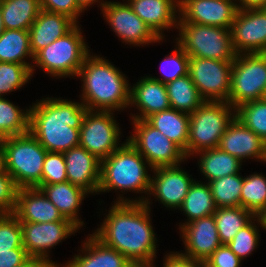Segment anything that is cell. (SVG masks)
Instances as JSON below:
<instances>
[{
    "label": "cell",
    "instance_id": "1",
    "mask_svg": "<svg viewBox=\"0 0 266 267\" xmlns=\"http://www.w3.org/2000/svg\"><path fill=\"white\" fill-rule=\"evenodd\" d=\"M151 198L145 203H113L92 234L131 263L156 259L157 237L151 220Z\"/></svg>",
    "mask_w": 266,
    "mask_h": 267
},
{
    "label": "cell",
    "instance_id": "2",
    "mask_svg": "<svg viewBox=\"0 0 266 267\" xmlns=\"http://www.w3.org/2000/svg\"><path fill=\"white\" fill-rule=\"evenodd\" d=\"M29 106V132L49 152L79 146L80 128L87 108L82 102L46 97Z\"/></svg>",
    "mask_w": 266,
    "mask_h": 267
},
{
    "label": "cell",
    "instance_id": "3",
    "mask_svg": "<svg viewBox=\"0 0 266 267\" xmlns=\"http://www.w3.org/2000/svg\"><path fill=\"white\" fill-rule=\"evenodd\" d=\"M91 53L79 69L80 101L90 111H122L130 106L131 84L109 60Z\"/></svg>",
    "mask_w": 266,
    "mask_h": 267
},
{
    "label": "cell",
    "instance_id": "4",
    "mask_svg": "<svg viewBox=\"0 0 266 267\" xmlns=\"http://www.w3.org/2000/svg\"><path fill=\"white\" fill-rule=\"evenodd\" d=\"M111 155L101 161L98 194L111 190L125 193L147 194L136 199H128L119 193L114 203H145L151 188L153 170L147 160L127 141ZM148 165V166H147ZM149 167V168H148ZM121 195V196H120Z\"/></svg>",
    "mask_w": 266,
    "mask_h": 267
},
{
    "label": "cell",
    "instance_id": "5",
    "mask_svg": "<svg viewBox=\"0 0 266 267\" xmlns=\"http://www.w3.org/2000/svg\"><path fill=\"white\" fill-rule=\"evenodd\" d=\"M80 29L77 24L63 37L39 50L34 55L32 77L36 67L43 69L52 78L76 77L86 57L91 53Z\"/></svg>",
    "mask_w": 266,
    "mask_h": 267
},
{
    "label": "cell",
    "instance_id": "6",
    "mask_svg": "<svg viewBox=\"0 0 266 267\" xmlns=\"http://www.w3.org/2000/svg\"><path fill=\"white\" fill-rule=\"evenodd\" d=\"M5 170L17 187L39 188L47 150L30 133L2 139Z\"/></svg>",
    "mask_w": 266,
    "mask_h": 267
},
{
    "label": "cell",
    "instance_id": "7",
    "mask_svg": "<svg viewBox=\"0 0 266 267\" xmlns=\"http://www.w3.org/2000/svg\"><path fill=\"white\" fill-rule=\"evenodd\" d=\"M236 116L228 102L205 101L190 114L188 157L219 146L221 137Z\"/></svg>",
    "mask_w": 266,
    "mask_h": 267
},
{
    "label": "cell",
    "instance_id": "8",
    "mask_svg": "<svg viewBox=\"0 0 266 267\" xmlns=\"http://www.w3.org/2000/svg\"><path fill=\"white\" fill-rule=\"evenodd\" d=\"M179 30V31H178ZM176 42L189 57L234 61L231 29L185 23L179 18Z\"/></svg>",
    "mask_w": 266,
    "mask_h": 267
},
{
    "label": "cell",
    "instance_id": "9",
    "mask_svg": "<svg viewBox=\"0 0 266 267\" xmlns=\"http://www.w3.org/2000/svg\"><path fill=\"white\" fill-rule=\"evenodd\" d=\"M266 96V53L237 54L231 71L228 103L241 104Z\"/></svg>",
    "mask_w": 266,
    "mask_h": 267
},
{
    "label": "cell",
    "instance_id": "10",
    "mask_svg": "<svg viewBox=\"0 0 266 267\" xmlns=\"http://www.w3.org/2000/svg\"><path fill=\"white\" fill-rule=\"evenodd\" d=\"M134 133L127 141L147 160L151 168L181 165L184 152L146 120H132Z\"/></svg>",
    "mask_w": 266,
    "mask_h": 267
},
{
    "label": "cell",
    "instance_id": "11",
    "mask_svg": "<svg viewBox=\"0 0 266 267\" xmlns=\"http://www.w3.org/2000/svg\"><path fill=\"white\" fill-rule=\"evenodd\" d=\"M112 111L87 110L80 128L79 145L99 161L120 148L121 130Z\"/></svg>",
    "mask_w": 266,
    "mask_h": 267
},
{
    "label": "cell",
    "instance_id": "12",
    "mask_svg": "<svg viewBox=\"0 0 266 267\" xmlns=\"http://www.w3.org/2000/svg\"><path fill=\"white\" fill-rule=\"evenodd\" d=\"M233 61L189 57L188 74L205 101L228 102Z\"/></svg>",
    "mask_w": 266,
    "mask_h": 267
},
{
    "label": "cell",
    "instance_id": "13",
    "mask_svg": "<svg viewBox=\"0 0 266 267\" xmlns=\"http://www.w3.org/2000/svg\"><path fill=\"white\" fill-rule=\"evenodd\" d=\"M102 16L122 43L144 46L160 43V39L151 28L132 10L126 1H107L102 7Z\"/></svg>",
    "mask_w": 266,
    "mask_h": 267
},
{
    "label": "cell",
    "instance_id": "14",
    "mask_svg": "<svg viewBox=\"0 0 266 267\" xmlns=\"http://www.w3.org/2000/svg\"><path fill=\"white\" fill-rule=\"evenodd\" d=\"M23 247L30 258L44 259L60 267L49 257L50 249L77 233L80 228L71 220L50 223L21 222Z\"/></svg>",
    "mask_w": 266,
    "mask_h": 267
},
{
    "label": "cell",
    "instance_id": "15",
    "mask_svg": "<svg viewBox=\"0 0 266 267\" xmlns=\"http://www.w3.org/2000/svg\"><path fill=\"white\" fill-rule=\"evenodd\" d=\"M231 34L236 54L266 53V7L239 9Z\"/></svg>",
    "mask_w": 266,
    "mask_h": 267
},
{
    "label": "cell",
    "instance_id": "16",
    "mask_svg": "<svg viewBox=\"0 0 266 267\" xmlns=\"http://www.w3.org/2000/svg\"><path fill=\"white\" fill-rule=\"evenodd\" d=\"M235 0H179V18L196 23L231 29L239 10Z\"/></svg>",
    "mask_w": 266,
    "mask_h": 267
},
{
    "label": "cell",
    "instance_id": "17",
    "mask_svg": "<svg viewBox=\"0 0 266 267\" xmlns=\"http://www.w3.org/2000/svg\"><path fill=\"white\" fill-rule=\"evenodd\" d=\"M180 165L158 167L152 170L149 198L160 201L169 209H179L195 179ZM152 194V195H151Z\"/></svg>",
    "mask_w": 266,
    "mask_h": 267
},
{
    "label": "cell",
    "instance_id": "18",
    "mask_svg": "<svg viewBox=\"0 0 266 267\" xmlns=\"http://www.w3.org/2000/svg\"><path fill=\"white\" fill-rule=\"evenodd\" d=\"M179 230L185 248V251L180 253L186 257L204 262L222 245L214 215L185 223Z\"/></svg>",
    "mask_w": 266,
    "mask_h": 267
},
{
    "label": "cell",
    "instance_id": "19",
    "mask_svg": "<svg viewBox=\"0 0 266 267\" xmlns=\"http://www.w3.org/2000/svg\"><path fill=\"white\" fill-rule=\"evenodd\" d=\"M218 148L237 157L242 163L250 158L261 163L266 160V142L236 116L221 137Z\"/></svg>",
    "mask_w": 266,
    "mask_h": 267
},
{
    "label": "cell",
    "instance_id": "20",
    "mask_svg": "<svg viewBox=\"0 0 266 267\" xmlns=\"http://www.w3.org/2000/svg\"><path fill=\"white\" fill-rule=\"evenodd\" d=\"M63 155L68 181L90 194H98L101 161L80 145L63 152Z\"/></svg>",
    "mask_w": 266,
    "mask_h": 267
},
{
    "label": "cell",
    "instance_id": "21",
    "mask_svg": "<svg viewBox=\"0 0 266 267\" xmlns=\"http://www.w3.org/2000/svg\"><path fill=\"white\" fill-rule=\"evenodd\" d=\"M127 2L160 39L165 40V30L178 28L179 0H128Z\"/></svg>",
    "mask_w": 266,
    "mask_h": 267
},
{
    "label": "cell",
    "instance_id": "22",
    "mask_svg": "<svg viewBox=\"0 0 266 267\" xmlns=\"http://www.w3.org/2000/svg\"><path fill=\"white\" fill-rule=\"evenodd\" d=\"M132 106L139 113L131 114V120H145L154 113L171 108L165 84L149 75L141 77L131 85L130 107Z\"/></svg>",
    "mask_w": 266,
    "mask_h": 267
},
{
    "label": "cell",
    "instance_id": "23",
    "mask_svg": "<svg viewBox=\"0 0 266 267\" xmlns=\"http://www.w3.org/2000/svg\"><path fill=\"white\" fill-rule=\"evenodd\" d=\"M13 215L20 222L50 223L66 218L39 188H20Z\"/></svg>",
    "mask_w": 266,
    "mask_h": 267
},
{
    "label": "cell",
    "instance_id": "24",
    "mask_svg": "<svg viewBox=\"0 0 266 267\" xmlns=\"http://www.w3.org/2000/svg\"><path fill=\"white\" fill-rule=\"evenodd\" d=\"M79 254L60 267H128L131 263L116 249L104 245L93 234L82 242Z\"/></svg>",
    "mask_w": 266,
    "mask_h": 267
},
{
    "label": "cell",
    "instance_id": "25",
    "mask_svg": "<svg viewBox=\"0 0 266 267\" xmlns=\"http://www.w3.org/2000/svg\"><path fill=\"white\" fill-rule=\"evenodd\" d=\"M77 23L70 17L41 9L30 26V47L33 56L42 48L71 31Z\"/></svg>",
    "mask_w": 266,
    "mask_h": 267
},
{
    "label": "cell",
    "instance_id": "26",
    "mask_svg": "<svg viewBox=\"0 0 266 267\" xmlns=\"http://www.w3.org/2000/svg\"><path fill=\"white\" fill-rule=\"evenodd\" d=\"M39 189L56 206L64 218L71 220L80 229L84 226L85 223L81 221L78 212L82 201L89 194L87 191L69 181L41 185Z\"/></svg>",
    "mask_w": 266,
    "mask_h": 267
},
{
    "label": "cell",
    "instance_id": "27",
    "mask_svg": "<svg viewBox=\"0 0 266 267\" xmlns=\"http://www.w3.org/2000/svg\"><path fill=\"white\" fill-rule=\"evenodd\" d=\"M145 120L176 144L188 159L190 114L169 108L154 113Z\"/></svg>",
    "mask_w": 266,
    "mask_h": 267
},
{
    "label": "cell",
    "instance_id": "28",
    "mask_svg": "<svg viewBox=\"0 0 266 267\" xmlns=\"http://www.w3.org/2000/svg\"><path fill=\"white\" fill-rule=\"evenodd\" d=\"M194 157L198 158V167L204 178L207 179V183L214 180L220 179L224 176L240 173L242 162L229 153L216 147L209 150H203Z\"/></svg>",
    "mask_w": 266,
    "mask_h": 267
},
{
    "label": "cell",
    "instance_id": "29",
    "mask_svg": "<svg viewBox=\"0 0 266 267\" xmlns=\"http://www.w3.org/2000/svg\"><path fill=\"white\" fill-rule=\"evenodd\" d=\"M5 29L29 30L41 11L40 0H0Z\"/></svg>",
    "mask_w": 266,
    "mask_h": 267
},
{
    "label": "cell",
    "instance_id": "30",
    "mask_svg": "<svg viewBox=\"0 0 266 267\" xmlns=\"http://www.w3.org/2000/svg\"><path fill=\"white\" fill-rule=\"evenodd\" d=\"M216 209L217 207L209 184L207 182L205 183L195 180L190 186L182 205L178 209L188 218L186 220L187 222L185 221L181 225H178V229H180L185 223L213 215L216 212Z\"/></svg>",
    "mask_w": 266,
    "mask_h": 267
},
{
    "label": "cell",
    "instance_id": "31",
    "mask_svg": "<svg viewBox=\"0 0 266 267\" xmlns=\"http://www.w3.org/2000/svg\"><path fill=\"white\" fill-rule=\"evenodd\" d=\"M34 56L30 47L28 30L5 29L0 36V62L24 64L30 70Z\"/></svg>",
    "mask_w": 266,
    "mask_h": 267
},
{
    "label": "cell",
    "instance_id": "32",
    "mask_svg": "<svg viewBox=\"0 0 266 267\" xmlns=\"http://www.w3.org/2000/svg\"><path fill=\"white\" fill-rule=\"evenodd\" d=\"M171 108L188 114L193 113L205 100L189 74L165 84Z\"/></svg>",
    "mask_w": 266,
    "mask_h": 267
},
{
    "label": "cell",
    "instance_id": "33",
    "mask_svg": "<svg viewBox=\"0 0 266 267\" xmlns=\"http://www.w3.org/2000/svg\"><path fill=\"white\" fill-rule=\"evenodd\" d=\"M213 215L222 245L230 243L238 231L255 217L251 211L241 206L217 208Z\"/></svg>",
    "mask_w": 266,
    "mask_h": 267
},
{
    "label": "cell",
    "instance_id": "34",
    "mask_svg": "<svg viewBox=\"0 0 266 267\" xmlns=\"http://www.w3.org/2000/svg\"><path fill=\"white\" fill-rule=\"evenodd\" d=\"M5 97H0V138L29 132L30 108L21 110Z\"/></svg>",
    "mask_w": 266,
    "mask_h": 267
},
{
    "label": "cell",
    "instance_id": "35",
    "mask_svg": "<svg viewBox=\"0 0 266 267\" xmlns=\"http://www.w3.org/2000/svg\"><path fill=\"white\" fill-rule=\"evenodd\" d=\"M217 208L240 206L243 176L240 173L208 182Z\"/></svg>",
    "mask_w": 266,
    "mask_h": 267
},
{
    "label": "cell",
    "instance_id": "36",
    "mask_svg": "<svg viewBox=\"0 0 266 267\" xmlns=\"http://www.w3.org/2000/svg\"><path fill=\"white\" fill-rule=\"evenodd\" d=\"M240 206L255 216L266 208V176L253 173L243 177Z\"/></svg>",
    "mask_w": 266,
    "mask_h": 267
},
{
    "label": "cell",
    "instance_id": "37",
    "mask_svg": "<svg viewBox=\"0 0 266 267\" xmlns=\"http://www.w3.org/2000/svg\"><path fill=\"white\" fill-rule=\"evenodd\" d=\"M236 117L266 142V98L241 104Z\"/></svg>",
    "mask_w": 266,
    "mask_h": 267
},
{
    "label": "cell",
    "instance_id": "38",
    "mask_svg": "<svg viewBox=\"0 0 266 267\" xmlns=\"http://www.w3.org/2000/svg\"><path fill=\"white\" fill-rule=\"evenodd\" d=\"M258 224L262 225L261 220L259 216H255L246 226L240 229L232 241L227 244L241 260L250 256L252 252L256 250L257 246H259V238L261 237Z\"/></svg>",
    "mask_w": 266,
    "mask_h": 267
},
{
    "label": "cell",
    "instance_id": "39",
    "mask_svg": "<svg viewBox=\"0 0 266 267\" xmlns=\"http://www.w3.org/2000/svg\"><path fill=\"white\" fill-rule=\"evenodd\" d=\"M32 77L24 64L0 62V97L21 89Z\"/></svg>",
    "mask_w": 266,
    "mask_h": 267
},
{
    "label": "cell",
    "instance_id": "40",
    "mask_svg": "<svg viewBox=\"0 0 266 267\" xmlns=\"http://www.w3.org/2000/svg\"><path fill=\"white\" fill-rule=\"evenodd\" d=\"M175 50L172 51L171 55L168 54L161 61V75L163 78L150 76L153 79L159 80L163 84H167L175 79L188 75L189 71V55L184 49L176 42L174 45Z\"/></svg>",
    "mask_w": 266,
    "mask_h": 267
},
{
    "label": "cell",
    "instance_id": "41",
    "mask_svg": "<svg viewBox=\"0 0 266 267\" xmlns=\"http://www.w3.org/2000/svg\"><path fill=\"white\" fill-rule=\"evenodd\" d=\"M24 248L21 222L13 214H0V252Z\"/></svg>",
    "mask_w": 266,
    "mask_h": 267
},
{
    "label": "cell",
    "instance_id": "42",
    "mask_svg": "<svg viewBox=\"0 0 266 267\" xmlns=\"http://www.w3.org/2000/svg\"><path fill=\"white\" fill-rule=\"evenodd\" d=\"M66 169L63 153L47 151L43 164L41 185L68 181Z\"/></svg>",
    "mask_w": 266,
    "mask_h": 267
},
{
    "label": "cell",
    "instance_id": "43",
    "mask_svg": "<svg viewBox=\"0 0 266 267\" xmlns=\"http://www.w3.org/2000/svg\"><path fill=\"white\" fill-rule=\"evenodd\" d=\"M18 189L14 179L6 171L0 173V214H13Z\"/></svg>",
    "mask_w": 266,
    "mask_h": 267
},
{
    "label": "cell",
    "instance_id": "44",
    "mask_svg": "<svg viewBox=\"0 0 266 267\" xmlns=\"http://www.w3.org/2000/svg\"><path fill=\"white\" fill-rule=\"evenodd\" d=\"M41 9L49 12L63 14L80 23V14L84 11L77 5L75 0H40Z\"/></svg>",
    "mask_w": 266,
    "mask_h": 267
},
{
    "label": "cell",
    "instance_id": "45",
    "mask_svg": "<svg viewBox=\"0 0 266 267\" xmlns=\"http://www.w3.org/2000/svg\"><path fill=\"white\" fill-rule=\"evenodd\" d=\"M241 261L228 245H221L204 262L210 267H240Z\"/></svg>",
    "mask_w": 266,
    "mask_h": 267
},
{
    "label": "cell",
    "instance_id": "46",
    "mask_svg": "<svg viewBox=\"0 0 266 267\" xmlns=\"http://www.w3.org/2000/svg\"><path fill=\"white\" fill-rule=\"evenodd\" d=\"M30 257L25 248H14L10 251L0 252V267H18Z\"/></svg>",
    "mask_w": 266,
    "mask_h": 267
},
{
    "label": "cell",
    "instance_id": "47",
    "mask_svg": "<svg viewBox=\"0 0 266 267\" xmlns=\"http://www.w3.org/2000/svg\"><path fill=\"white\" fill-rule=\"evenodd\" d=\"M201 262L199 260L186 257L180 252L170 251L164 255L163 267H201Z\"/></svg>",
    "mask_w": 266,
    "mask_h": 267
},
{
    "label": "cell",
    "instance_id": "48",
    "mask_svg": "<svg viewBox=\"0 0 266 267\" xmlns=\"http://www.w3.org/2000/svg\"><path fill=\"white\" fill-rule=\"evenodd\" d=\"M18 267H57L54 263L38 258H29L26 262Z\"/></svg>",
    "mask_w": 266,
    "mask_h": 267
},
{
    "label": "cell",
    "instance_id": "49",
    "mask_svg": "<svg viewBox=\"0 0 266 267\" xmlns=\"http://www.w3.org/2000/svg\"><path fill=\"white\" fill-rule=\"evenodd\" d=\"M235 1L239 9L266 7V0H235Z\"/></svg>",
    "mask_w": 266,
    "mask_h": 267
},
{
    "label": "cell",
    "instance_id": "50",
    "mask_svg": "<svg viewBox=\"0 0 266 267\" xmlns=\"http://www.w3.org/2000/svg\"><path fill=\"white\" fill-rule=\"evenodd\" d=\"M75 2L77 3V5L83 10H87L89 7H91L92 5H94L96 2L98 4L99 2V6H100V10L102 9V7L107 3V1L105 0H75Z\"/></svg>",
    "mask_w": 266,
    "mask_h": 267
},
{
    "label": "cell",
    "instance_id": "51",
    "mask_svg": "<svg viewBox=\"0 0 266 267\" xmlns=\"http://www.w3.org/2000/svg\"><path fill=\"white\" fill-rule=\"evenodd\" d=\"M5 154L2 139L0 138V173L5 172Z\"/></svg>",
    "mask_w": 266,
    "mask_h": 267
},
{
    "label": "cell",
    "instance_id": "52",
    "mask_svg": "<svg viewBox=\"0 0 266 267\" xmlns=\"http://www.w3.org/2000/svg\"><path fill=\"white\" fill-rule=\"evenodd\" d=\"M154 262L155 261L130 263L128 267H156V265H154Z\"/></svg>",
    "mask_w": 266,
    "mask_h": 267
},
{
    "label": "cell",
    "instance_id": "53",
    "mask_svg": "<svg viewBox=\"0 0 266 267\" xmlns=\"http://www.w3.org/2000/svg\"><path fill=\"white\" fill-rule=\"evenodd\" d=\"M262 225L259 228L266 230V208L259 214Z\"/></svg>",
    "mask_w": 266,
    "mask_h": 267
},
{
    "label": "cell",
    "instance_id": "54",
    "mask_svg": "<svg viewBox=\"0 0 266 267\" xmlns=\"http://www.w3.org/2000/svg\"><path fill=\"white\" fill-rule=\"evenodd\" d=\"M5 30L4 25H3V20H2V14L0 10V36L2 35V32Z\"/></svg>",
    "mask_w": 266,
    "mask_h": 267
},
{
    "label": "cell",
    "instance_id": "55",
    "mask_svg": "<svg viewBox=\"0 0 266 267\" xmlns=\"http://www.w3.org/2000/svg\"><path fill=\"white\" fill-rule=\"evenodd\" d=\"M201 267H210L205 262H201Z\"/></svg>",
    "mask_w": 266,
    "mask_h": 267
}]
</instances>
